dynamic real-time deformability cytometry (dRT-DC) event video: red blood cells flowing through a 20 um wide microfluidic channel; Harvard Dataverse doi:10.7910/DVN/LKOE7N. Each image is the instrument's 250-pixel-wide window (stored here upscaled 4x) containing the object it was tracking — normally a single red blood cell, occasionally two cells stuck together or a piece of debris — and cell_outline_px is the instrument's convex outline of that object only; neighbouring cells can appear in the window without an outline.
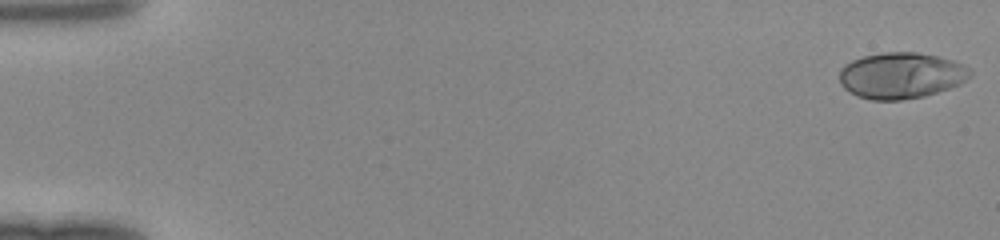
{"species": "human", "species_latin": "Homo sapiens", "temperature_condition": "room temperature", "stored_images_in_passage": 48, "camera_frame_rate_fps": 3000, "um_per_image_px": 0.085, "donor": {"sex": "female"}, "frame": {"image": 1, "passage_image": 1, "time_ms": 0.0, "image_size_px": [1000, 240], "cell_outline_px": [[972, 76], [960, 84], [924, 96], [900, 100], [872, 100], [856, 96], [848, 92], [840, 84], [840, 68], [844, 64], [852, 60], [864, 56], [884, 52], [916, 52], [936, 56], [952, 60], [968, 68], [972, 72]], "centroid_in_image_um": [76.56, 6.42], "position_along_channel_um": 8.4, "area_um2": 35.14}}
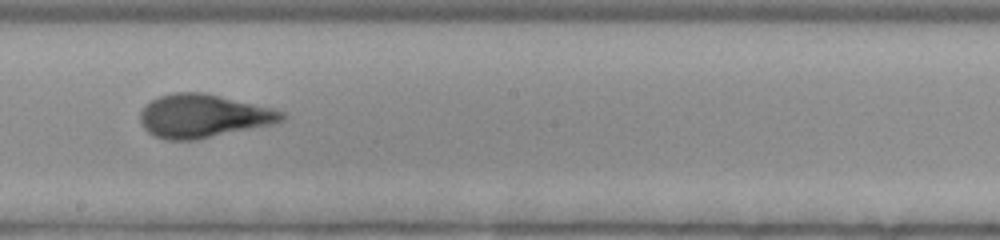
{"frame": {"image": 2, "passage_image": 28, "time_ms": 9.0, "image_size_px": [1000, 240], "cell_outline_px": [[288, 116], [284, 120], [272, 124], [196, 140], [164, 140], [148, 132], [140, 124], [140, 112], [144, 104], [160, 96], [172, 92], [204, 92], [272, 108], [284, 112]], "centroid_in_image_um": [17.25, 9.86], "position_along_channel_um": 230.9, "area_um2": 35.89}}
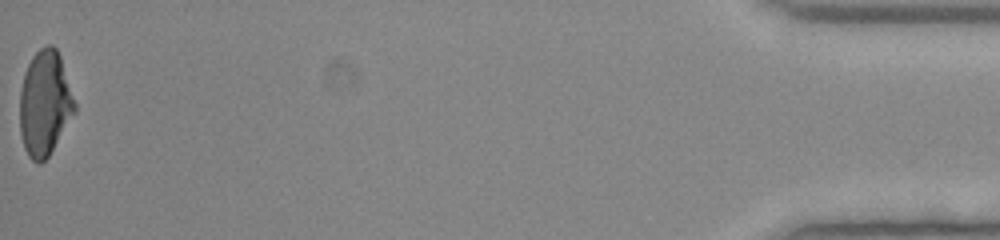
{"frame": {"image": 3, "passage_image": 48, "time_ms": 15.667, "image_size_px": [1000, 240], "cell_outline_px": [[76, 112], [48, 156], [40, 164], [36, 164], [28, 156], [24, 148], [20, 132], [20, 92], [24, 72], [32, 56], [40, 48], [48, 44], [52, 44], [56, 48], [60, 56], [76, 104]], "centroid_in_image_um": [3.8, 8.79], "position_along_channel_um": 431.4, "area_um2": 33.7}}